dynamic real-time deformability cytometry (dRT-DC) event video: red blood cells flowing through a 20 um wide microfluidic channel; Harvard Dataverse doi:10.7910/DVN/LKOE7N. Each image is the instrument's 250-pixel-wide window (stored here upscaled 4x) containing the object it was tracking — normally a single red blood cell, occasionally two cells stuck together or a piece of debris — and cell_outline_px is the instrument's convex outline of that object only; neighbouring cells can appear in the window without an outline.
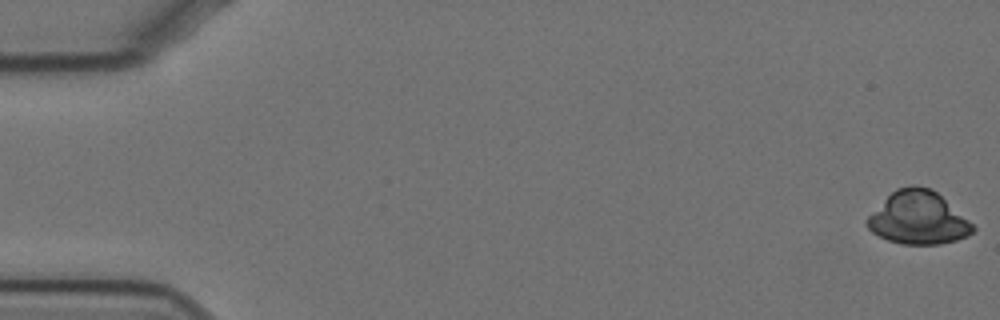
{"species": "Egyptian fruit bat (a non-hibernating species)", "species_latin": "Rousettus aegyptiacus", "temperature_condition": "cold", "stored_images_in_passage": 59, "camera_frame_rate_fps": 3000, "um_per_image_px": 0.085, "animal": {"sex": "female"}, "frame": {"image": 1, "passage_image": 1, "time_ms": 0.0, "image_size_px": [1000, 320], "cell_outline_px": [[976, 228], [968, 236], [956, 240], [940, 244], [900, 244], [888, 240], [872, 232], [864, 224], [864, 220], [896, 188], [912, 184], [916, 184], [932, 188], [968, 220]], "centroid_in_image_um": [78.02, 18.52], "position_along_channel_um": 7.0, "area_um2": 32.48}}
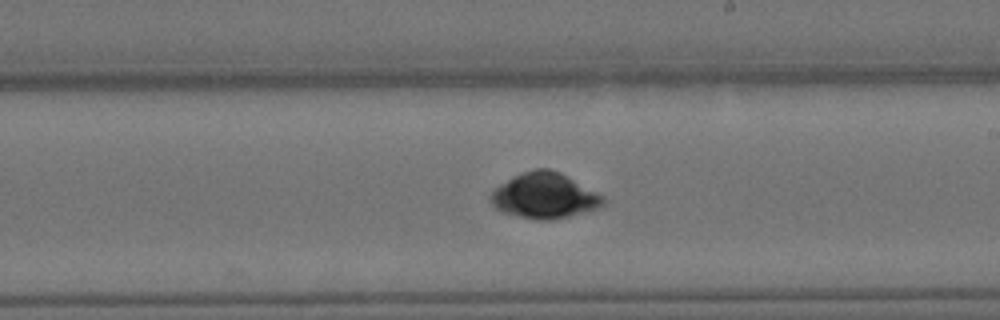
{"frame": {"image": 2, "passage_image": 34, "time_ms": 11.0, "image_size_px": [1000, 320], "cell_outline_px": [[604, 204], [600, 208], [552, 220], [536, 220], [504, 212], [496, 208], [488, 200], [492, 192], [496, 188], [512, 176], [532, 168], [548, 168], [560, 172], [604, 196]], "centroid_in_image_um": [46.28, 16.63], "position_along_channel_um": 242.7, "area_um2": 29.77}}
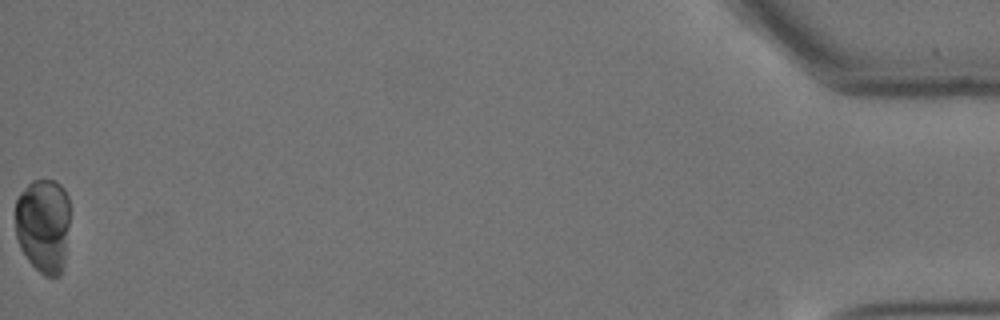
{"frame": {"image": 3, "passage_image": 59, "time_ms": 19.333, "image_size_px": [1000, 320], "cell_outline_px": [[68, 224], [64, 260], [60, 276], [44, 276], [24, 256], [20, 248], [16, 236], [16, 200], [20, 192], [32, 180], [56, 180], [64, 188], [68, 196]], "centroid_in_image_um": [3.66, 19.13], "position_along_channel_um": 431.5, "area_um2": 30.17}, "authors_computed_cell_mechanics": {"area_um2": 29.9404, "velocity_mm_per_s": 3.4478, "shape_relaxation_time_tau1_ms": 4.6672, "shape_relaxation_time_tau2_ms": null, "deformation_change_tau1": 0.0602, "deformation_change_tau2": null}}